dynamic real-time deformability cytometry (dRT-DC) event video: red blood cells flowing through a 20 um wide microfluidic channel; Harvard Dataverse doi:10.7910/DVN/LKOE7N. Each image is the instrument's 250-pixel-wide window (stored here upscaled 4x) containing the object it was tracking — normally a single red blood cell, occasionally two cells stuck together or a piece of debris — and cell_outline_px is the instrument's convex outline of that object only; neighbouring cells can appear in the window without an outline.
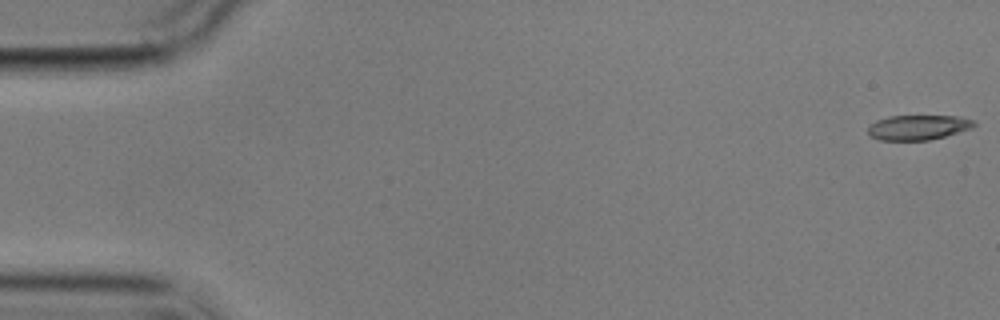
{"species": "common noctule bat (a hibernating species)", "species_latin": "Nyctalus noctula", "temperature_condition": "cold", "stored_images_in_passage": 3, "camera_frame_rate_fps": 3000, "um_per_image_px": 0.085, "animal": {"sex": "male", "body_mass_g": 17.9}, "frame": {"image": 1, "passage_image": 1, "time_ms": 0.0, "image_size_px": [1000, 320], "cell_outline_px": [[976, 124], [972, 128], [944, 136], [928, 140], [880, 140], [872, 136], [868, 132], [868, 128], [876, 120], [888, 116], [956, 116], [972, 120]], "centroid_in_image_um": [78.03, 10.82], "position_along_channel_um": 7.0, "area_um2": 15.14}}